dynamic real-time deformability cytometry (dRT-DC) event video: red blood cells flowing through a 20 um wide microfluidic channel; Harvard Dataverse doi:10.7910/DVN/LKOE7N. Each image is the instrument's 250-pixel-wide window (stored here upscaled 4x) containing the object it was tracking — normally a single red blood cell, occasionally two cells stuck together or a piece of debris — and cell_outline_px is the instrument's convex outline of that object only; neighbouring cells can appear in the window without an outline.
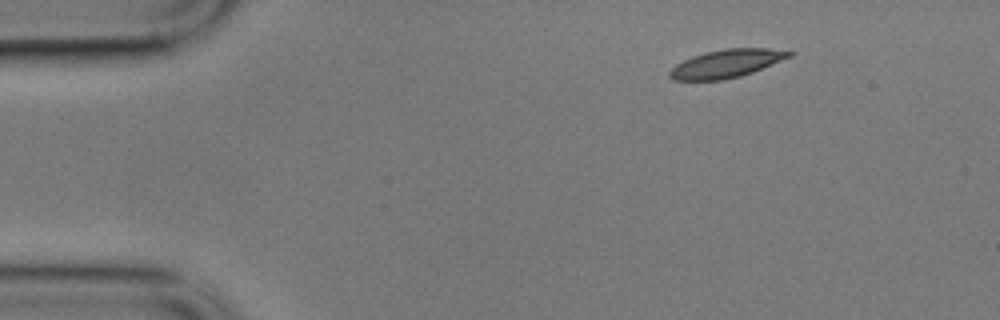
{"species": "common noctule bat (a hibernating species)", "species_latin": "Nyctalus noctula", "temperature_condition": "cold", "stored_images_in_passage": 3, "camera_frame_rate_fps": 3000, "um_per_image_px": 0.085, "animal": {"sex": "male", "body_mass_g": 17.9}, "frame": {"image": 1, "passage_image": 1, "time_ms": 0.0, "image_size_px": [1000, 320], "cell_outline_px": [[796, 52], [792, 56], [752, 72], [740, 76], [724, 80], [672, 80], [668, 76], [668, 72], [676, 64], [692, 56], [704, 52], [724, 48], [768, 48]], "centroid_in_image_um": [61.74, 5.4], "position_along_channel_um": 23.3, "area_um2": 19.65}}